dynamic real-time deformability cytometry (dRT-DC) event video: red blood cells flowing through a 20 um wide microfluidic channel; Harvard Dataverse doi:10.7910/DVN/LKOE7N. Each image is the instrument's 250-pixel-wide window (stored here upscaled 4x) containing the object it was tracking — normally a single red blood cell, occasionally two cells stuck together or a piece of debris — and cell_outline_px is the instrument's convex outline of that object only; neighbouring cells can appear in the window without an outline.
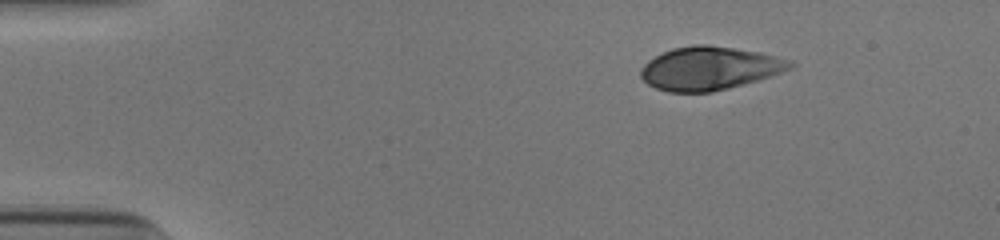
{"species": "human", "species_latin": "Homo sapiens", "temperature_condition": "cold", "stored_images_in_passage": 45, "camera_frame_rate_fps": 3000, "um_per_image_px": 0.085, "donor": {"sex": "male"}, "frame": {"image": 1, "passage_image": 1, "time_ms": 0.0, "image_size_px": [1000, 240], "cell_outline_px": [[796, 64], [792, 68], [756, 80], [728, 88], [712, 92], [668, 92], [656, 88], [648, 84], [640, 76], [640, 68], [648, 60], [672, 48], [696, 44], [704, 44], [732, 48], [756, 52], [792, 60]], "centroid_in_image_um": [60.27, 5.81], "position_along_channel_um": 24.7, "area_um2": 37.28}}
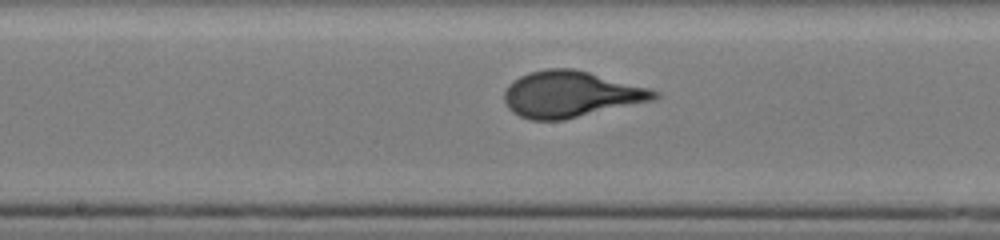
{"frame": {"image": 2, "passage_image": 21, "time_ms": 6.667, "image_size_px": [1000, 240], "cell_outline_px": [[660, 96], [656, 100], [564, 120], [532, 120], [520, 116], [512, 112], [508, 108], [504, 100], [504, 92], [508, 84], [520, 76], [532, 72], [548, 68], [572, 68], [652, 88], [660, 92]], "centroid_in_image_um": [48.56, 8.02], "position_along_channel_um": 199.6, "area_um2": 40.63}}
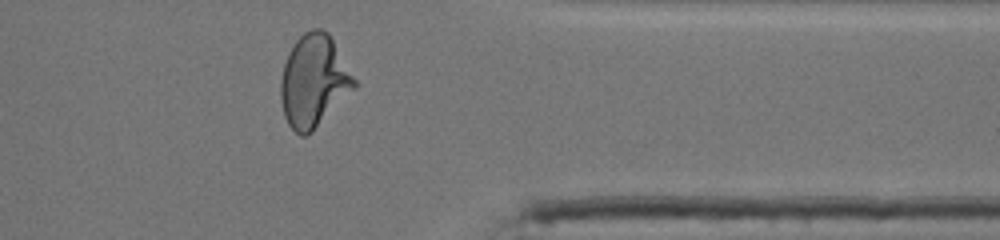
{"frame": {"image": 3, "passage_image": 36, "time_ms": 11.667, "image_size_px": [1000, 240], "cell_outline_px": [[356, 88], [308, 136], [300, 136], [288, 124], [284, 116], [280, 100], [280, 80], [284, 64], [288, 52], [292, 44], [304, 32], [312, 28], [320, 28], [328, 32], [356, 80]], "centroid_in_image_um": [26.66, 6.9], "position_along_channel_um": 384.7, "area_um2": 39.71}, "authors_computed_cell_mechanics": {"area_um2": 39.2462, "velocity_mm_per_s": 3.8956, "shape_relaxation_time_tau1_ms": 3.5736, "shape_relaxation_time_tau2_ms": null, "deformation_change_tau1": 0.1869, "deformation_change_tau2": null}}